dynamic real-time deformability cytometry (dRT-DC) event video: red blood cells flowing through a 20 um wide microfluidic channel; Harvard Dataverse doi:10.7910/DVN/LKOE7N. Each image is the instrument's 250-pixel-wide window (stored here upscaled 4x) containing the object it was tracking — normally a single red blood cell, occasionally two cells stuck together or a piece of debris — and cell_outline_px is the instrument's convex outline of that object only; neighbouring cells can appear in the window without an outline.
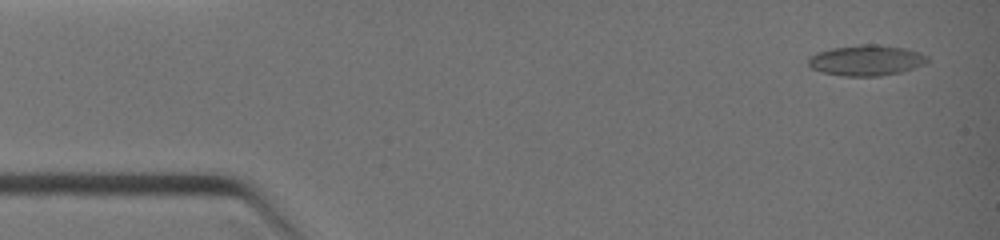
{"species": "common noctule bat (a hibernating species)", "species_latin": "Nyctalus noctula", "temperature_condition": "warm", "stored_images_in_passage": 4, "camera_frame_rate_fps": 3000, "um_per_image_px": 0.085, "animal": {"sex": "female", "body_mass_g": 19.0, "forearm_length_mm": 51.5}, "frame": {"image": 1, "passage_image": 1, "time_ms": 0.0, "image_size_px": [1000, 240], "cell_outline_px": [[928, 60], [924, 64], [900, 72], [880, 76], [844, 76], [824, 72], [812, 68], [808, 64], [808, 60], [816, 52], [832, 48], [860, 44], [880, 44], [904, 48], [920, 52], [928, 56]], "centroid_in_image_um": [73.65, 5.12], "position_along_channel_um": 11.4, "area_um2": 21.15}}